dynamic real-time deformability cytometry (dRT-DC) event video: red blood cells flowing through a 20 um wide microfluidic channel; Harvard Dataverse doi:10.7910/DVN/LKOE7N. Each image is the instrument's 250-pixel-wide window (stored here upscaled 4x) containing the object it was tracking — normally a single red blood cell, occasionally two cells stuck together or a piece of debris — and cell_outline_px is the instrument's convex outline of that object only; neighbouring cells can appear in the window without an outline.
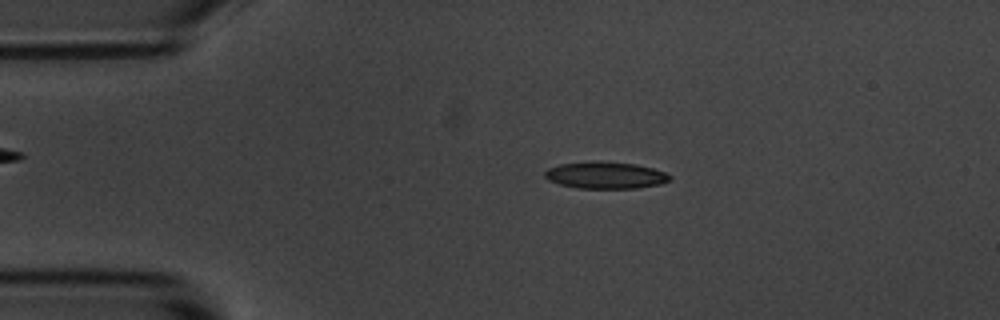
{"species": "common noctule bat (a hibernating species)", "species_latin": "Nyctalus noctula", "temperature_condition": "room temperature", "stored_images_in_passage": 3, "camera_frame_rate_fps": 3000, "um_per_image_px": 0.085, "animal": {"sex": "male", "body_mass_g": 20.1, "forearm_length_mm": 53.5}, "frame": {"image": 1, "passage_image": 2, "time_ms": 2.0, "image_size_px": [1000, 320], "cell_outline_px": [[672, 180], [660, 184], [636, 188], [576, 188], [560, 184], [548, 180], [544, 176], [544, 172], [548, 168], [560, 164], [596, 160], [636, 164], [652, 168], [664, 172], [672, 176]], "centroid_in_image_um": [51.46, 14.88], "position_along_channel_um": 33.5, "area_um2": 19.71}}